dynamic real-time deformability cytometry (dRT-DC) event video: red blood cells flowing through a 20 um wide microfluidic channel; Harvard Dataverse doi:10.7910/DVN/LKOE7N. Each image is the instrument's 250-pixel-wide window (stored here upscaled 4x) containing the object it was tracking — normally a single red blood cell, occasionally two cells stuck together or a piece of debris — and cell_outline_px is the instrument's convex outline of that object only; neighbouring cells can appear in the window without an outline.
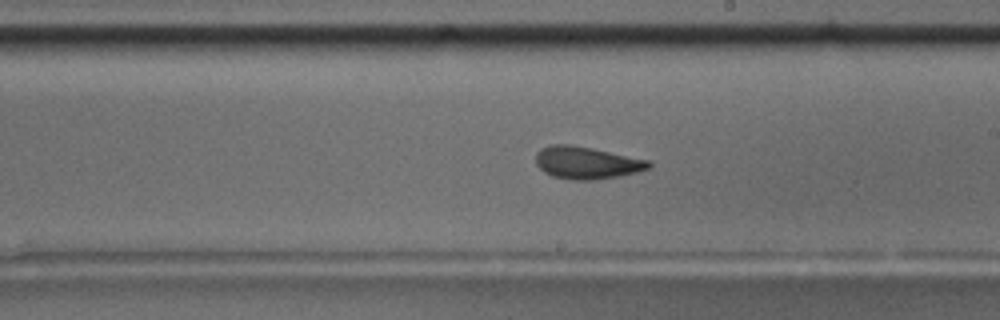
{"species": "common noctule bat (a hibernating species)", "species_latin": "Nyctalus noctula", "temperature_condition": "room temperature", "stored_images_in_passage": 55, "camera_frame_rate_fps": 3000, "um_per_image_px": 0.085, "animal": {"sex": "male", "body_mass_g": 17.5, "forearm_length_mm": 52.3}, "frame": {"image": 1, "passage_image": 32, "time_ms": 10.333, "image_size_px": [1000, 320], "cell_outline_px": [[652, 164], [648, 168], [636, 172], [620, 176], [592, 180], [572, 180], [552, 176], [544, 172], [536, 164], [536, 152], [540, 148], [552, 144], [568, 144], [592, 148], [652, 160]], "centroid_in_image_um": [49.87, 13.83], "position_along_channel_um": 239.1, "area_um2": 21.44}}
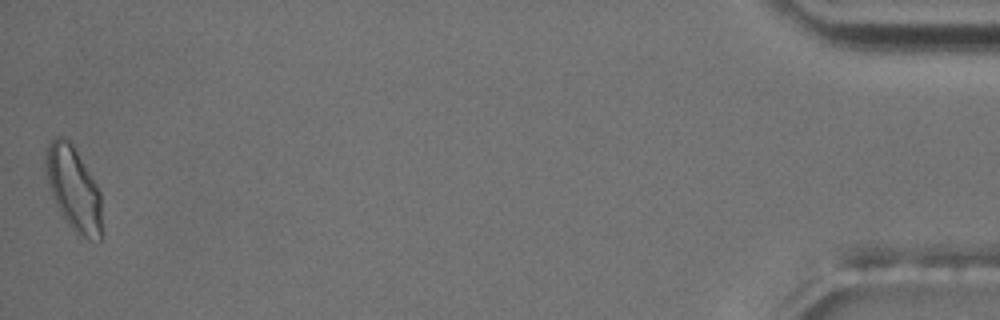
{"frame": {"image": 2, "passage_image": 55, "time_ms": 18.0, "image_size_px": [1000, 320], "cell_outline_px": [[100, 240], [88, 240], [76, 232], [68, 224], [56, 204], [48, 180], [44, 160], [48, 144], [56, 136], [64, 136], [72, 144], [96, 184], [100, 192]], "centroid_in_image_um": [6.24, 16.01], "position_along_channel_um": 429.0, "area_um2": 26.7}, "authors_computed_cell_mechanics": {"area_um2": 21.2704, "velocity_mm_per_s": 3.6795, "shape_relaxation_time_tau1_ms": 8.7291, "shape_relaxation_time_tau2_ms": 1.2707, "deformation_change_tau1": 0.1891, "deformation_change_tau2": 0.0615}}